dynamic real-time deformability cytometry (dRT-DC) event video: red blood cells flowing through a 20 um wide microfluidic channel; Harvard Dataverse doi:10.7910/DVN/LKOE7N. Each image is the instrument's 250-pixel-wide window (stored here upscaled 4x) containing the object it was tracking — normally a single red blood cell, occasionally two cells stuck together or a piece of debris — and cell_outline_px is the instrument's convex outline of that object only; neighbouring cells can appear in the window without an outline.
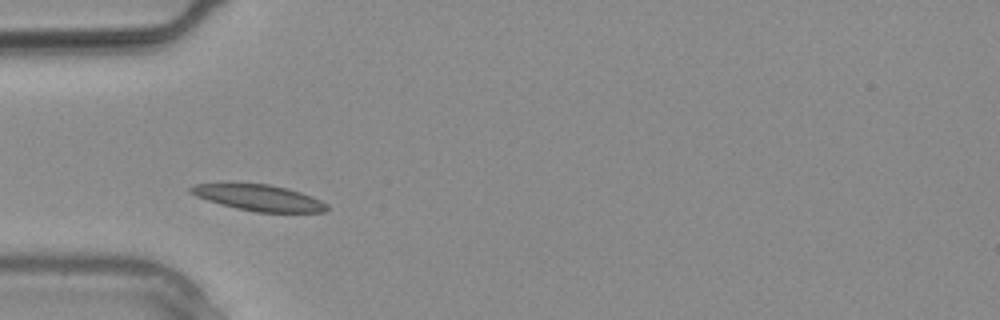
{"species": "common noctule bat (a hibernating species)", "species_latin": "Nyctalus noctula", "temperature_condition": "warm", "stored_images_in_passage": 1, "camera_frame_rate_fps": 3000, "um_per_image_px": 0.085, "animal": {"sex": "male", "body_mass_g": 20.4}, "frame": {"image": 1, "passage_image": 1, "time_ms": 0.0, "image_size_px": [1000, 320], "cell_outline_px": [[328, 208], [324, 212], [256, 212], [236, 208], [220, 204], [196, 196], [188, 188], [192, 184], [268, 184], [288, 188], [312, 196], [328, 204]], "centroid_in_image_um": [22.04, 16.81], "position_along_channel_um": 63.0, "area_um2": 20.46}}